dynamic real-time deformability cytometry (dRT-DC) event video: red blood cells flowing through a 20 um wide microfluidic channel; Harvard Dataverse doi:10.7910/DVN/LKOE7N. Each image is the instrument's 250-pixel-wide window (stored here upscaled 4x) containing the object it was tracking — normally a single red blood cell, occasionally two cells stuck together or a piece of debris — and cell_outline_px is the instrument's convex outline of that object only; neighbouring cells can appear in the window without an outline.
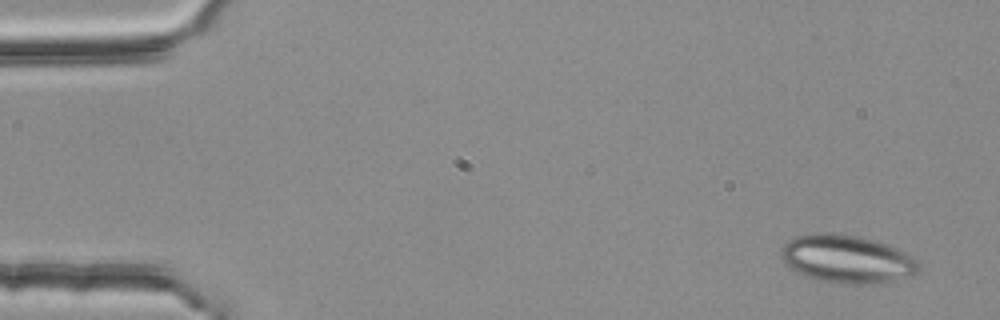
{"species": "common noctule bat (a hibernating species)", "species_latin": "Nyctalus noctula", "temperature_condition": "room temperature", "stored_images_in_passage": 4, "camera_frame_rate_fps": 3000, "um_per_image_px": 0.085, "animal": {"sex": "female", "body_mass_g": 25.1}, "frame": {"image": 1, "passage_image": 1, "time_ms": 0.0, "image_size_px": [1000, 320], "cell_outline_px": [[920, 268], [912, 276], [876, 284], [844, 284], [824, 280], [808, 276], [792, 268], [780, 256], [780, 248], [788, 240], [796, 236], [816, 232], [832, 232], [860, 236], [876, 240], [888, 244], [920, 260]], "centroid_in_image_um": [72.04, 21.99], "position_along_channel_um": 13.0, "area_um2": 38.67}}